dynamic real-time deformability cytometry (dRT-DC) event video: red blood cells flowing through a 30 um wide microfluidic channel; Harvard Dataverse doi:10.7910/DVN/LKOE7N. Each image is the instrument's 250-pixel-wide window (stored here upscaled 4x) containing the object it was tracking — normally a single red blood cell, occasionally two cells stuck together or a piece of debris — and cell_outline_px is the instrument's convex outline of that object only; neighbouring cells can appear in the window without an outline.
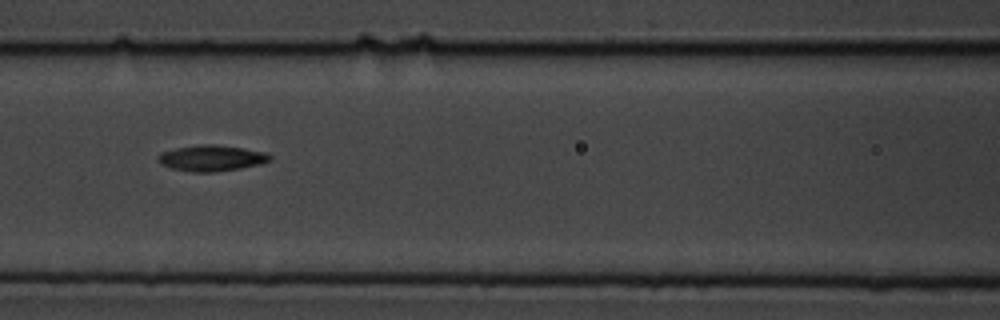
{"species": "common noctule bat (a hibernating species)", "species_latin": "Nyctalus noctula", "temperature_condition": "cold", "stored_images_in_passage": 12, "camera_frame_rate_fps": 3000, "um_per_image_px": 0.085, "animal": {"sex": "male", "body_mass_g": 19.5, "forearm_length_mm": 54.6}, "frame": {"image": 1, "passage_image": 7, "time_ms": 7.667, "image_size_px": [1000, 320], "cell_outline_px": [[272, 160], [260, 164], [240, 168], [212, 172], [192, 172], [172, 168], [160, 164], [156, 160], [156, 156], [160, 152], [176, 148], [200, 144], [216, 144], [244, 148], [264, 152], [272, 156]], "centroid_in_image_um": [17.95, 13.43], "position_along_channel_um": 148.7, "area_um2": 17.05}}
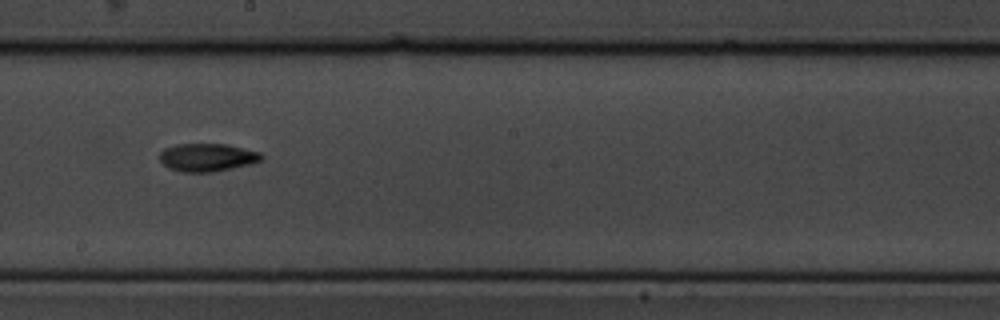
{"frame": {"image": 2, "passage_image": 9, "time_ms": 10.0, "image_size_px": [1000, 320], "cell_outline_px": [[264, 160], [252, 164], [212, 172], [180, 172], [168, 168], [160, 160], [160, 152], [164, 148], [176, 144], [228, 144], [260, 152], [264, 156]], "centroid_in_image_um": [17.64, 13.38], "position_along_channel_um": 230.6, "area_um2": 16.82}}
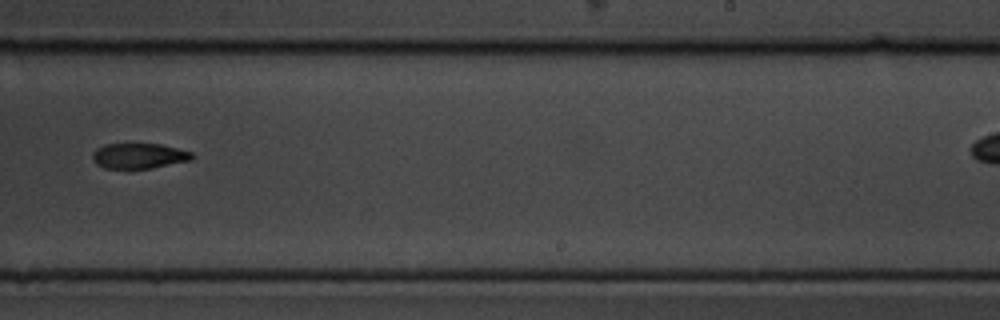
{"frame": {"image": 3, "passage_image": 10, "time_ms": 11.333, "image_size_px": [1000, 320], "cell_outline_px": [[196, 156], [192, 160], [152, 168], [104, 168], [96, 164], [92, 160], [92, 152], [96, 148], [104, 144], [160, 144], [192, 152]], "centroid_in_image_um": [11.81, 13.25], "position_along_channel_um": 277.2, "area_um2": 14.8}}